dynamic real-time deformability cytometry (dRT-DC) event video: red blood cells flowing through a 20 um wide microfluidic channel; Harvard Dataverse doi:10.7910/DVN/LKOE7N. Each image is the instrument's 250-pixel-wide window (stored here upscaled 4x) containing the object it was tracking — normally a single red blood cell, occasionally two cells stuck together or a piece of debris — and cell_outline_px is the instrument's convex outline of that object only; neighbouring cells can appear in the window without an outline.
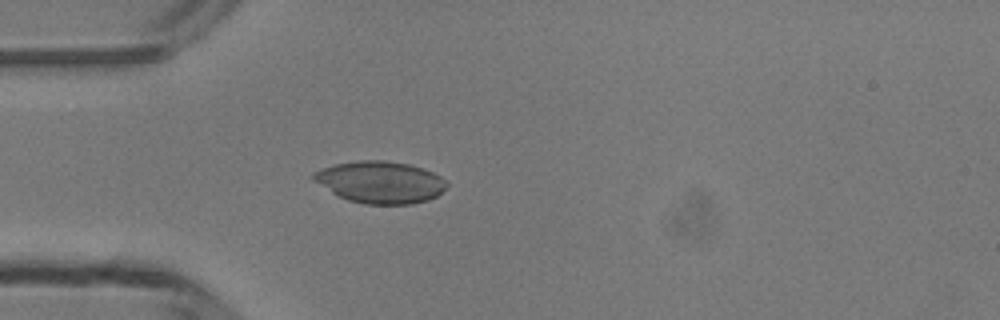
{"species": "common noctule bat (a hibernating species)", "species_latin": "Nyctalus noctula", "temperature_condition": "room temperature", "stored_images_in_passage": 49, "camera_frame_rate_fps": 3000, "um_per_image_px": 0.085, "animal": {"sex": "male", "body_mass_g": 13.3}, "frame": {"image": 1, "passage_image": 14, "time_ms": 4.333, "image_size_px": [1000, 320], "cell_outline_px": [[448, 184], [436, 196], [428, 200], [412, 204], [364, 204], [348, 200], [332, 192], [312, 180], [308, 176], [312, 172], [320, 168], [336, 164], [360, 160], [384, 160], [408, 164], [432, 172], [440, 176]], "centroid_in_image_um": [32.27, 15.48], "position_along_channel_um": 52.7, "area_um2": 32.48}}
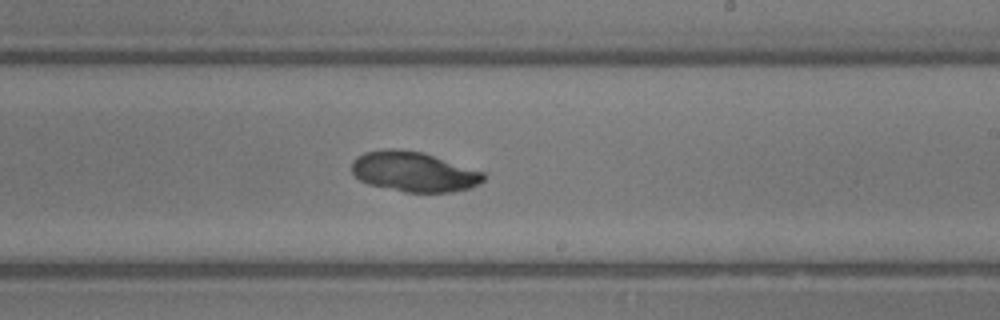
{"frame": {"image": 2, "passage_image": 29, "time_ms": 9.333, "image_size_px": [1000, 320], "cell_outline_px": [[484, 180], [480, 184], [472, 188], [452, 192], [404, 192], [368, 184], [360, 180], [352, 172], [352, 160], [356, 156], [364, 152], [384, 148], [392, 148], [424, 152], [484, 172]], "centroid_in_image_um": [35.17, 14.59], "position_along_channel_um": 253.8, "area_um2": 31.04}}
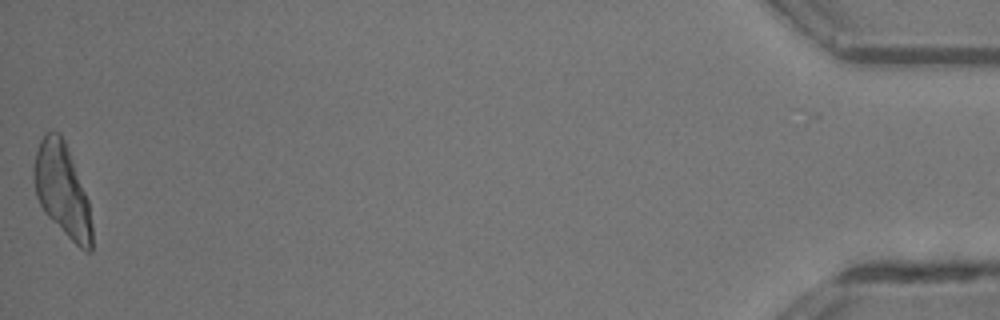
{"frame": {"image": 3, "passage_image": 49, "time_ms": 16.0, "image_size_px": [1000, 320], "cell_outline_px": [[92, 252], [84, 252], [44, 212], [36, 196], [32, 176], [32, 168], [36, 152], [40, 140], [44, 132], [52, 128], [60, 132], [64, 140], [88, 200], [92, 224]], "centroid_in_image_um": [5.26, 16.12], "position_along_channel_um": 429.9, "area_um2": 31.44}}